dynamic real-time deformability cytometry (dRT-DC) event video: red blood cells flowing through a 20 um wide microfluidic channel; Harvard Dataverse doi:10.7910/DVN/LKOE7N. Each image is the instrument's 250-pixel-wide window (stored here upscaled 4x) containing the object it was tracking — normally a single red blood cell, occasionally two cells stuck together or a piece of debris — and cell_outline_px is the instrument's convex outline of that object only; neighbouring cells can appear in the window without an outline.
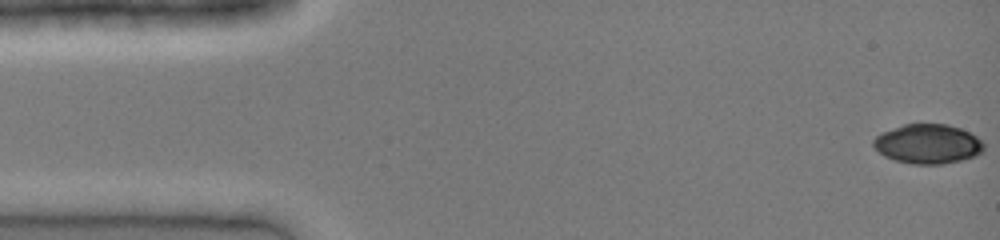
{"species": "common noctule bat (a hibernating species)", "species_latin": "Nyctalus noctula", "temperature_condition": "cold", "stored_images_in_passage": 27, "camera_frame_rate_fps": 3000, "um_per_image_px": 0.085, "animal": {"sex": "female", "body_mass_g": 19.0, "forearm_length_mm": 51.5}, "frame": {"image": 1, "passage_image": 1, "time_ms": 0.0, "image_size_px": [1000, 240], "cell_outline_px": [[984, 152], [976, 156], [960, 160], [940, 164], [912, 164], [896, 160], [884, 156], [872, 144], [872, 140], [876, 136], [884, 132], [904, 124], [948, 124], [960, 128], [976, 136], [984, 144]], "centroid_in_image_um": [78.89, 12.23], "position_along_channel_um": 6.1, "area_um2": 25.26}}
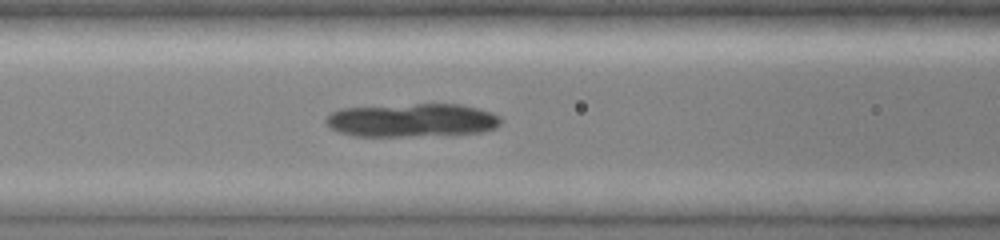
{"frame": {"image": 2, "passage_image": 12, "time_ms": 3.667, "image_size_px": [1000, 240], "cell_outline_px": [[500, 124], [496, 128], [484, 132], [408, 136], [352, 136], [340, 132], [332, 128], [324, 120], [332, 112], [340, 108], [416, 104], [460, 104], [492, 112], [500, 116]], "centroid_in_image_um": [35.03, 10.22], "position_along_channel_um": 131.6, "area_um2": 33.93}}
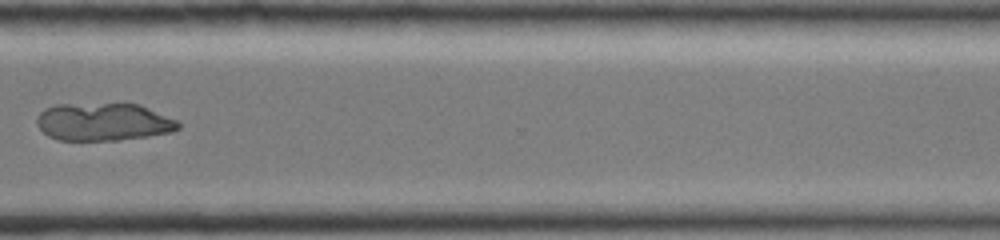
{"frame": {"image": 3, "passage_image": 23, "time_ms": 7.333, "image_size_px": [1000, 240], "cell_outline_px": [[180, 128], [172, 132], [148, 136], [120, 140], [56, 140], [48, 136], [36, 124], [36, 120], [40, 112], [44, 108], [56, 104], [140, 104], [176, 120], [180, 124]], "centroid_in_image_um": [8.77, 10.37], "position_along_channel_um": 361.8, "area_um2": 31.15}}